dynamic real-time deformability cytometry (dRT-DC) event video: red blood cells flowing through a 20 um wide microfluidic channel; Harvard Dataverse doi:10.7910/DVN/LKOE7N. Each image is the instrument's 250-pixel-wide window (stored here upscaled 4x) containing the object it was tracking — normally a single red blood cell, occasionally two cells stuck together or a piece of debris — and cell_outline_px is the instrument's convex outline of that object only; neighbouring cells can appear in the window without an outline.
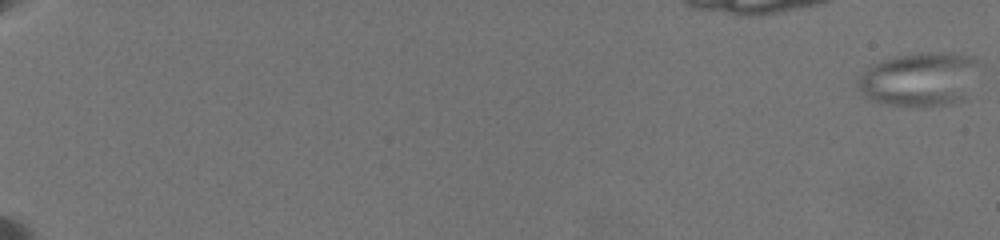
{"species": "common noctule bat (a hibernating species)", "species_latin": "Nyctalus noctula", "temperature_condition": "warm", "stored_images_in_passage": 61, "camera_frame_rate_fps": 3000, "um_per_image_px": 0.085, "animal": {"sex": "female", "body_mass_g": 19.5, "forearm_length_mm": 54.1}, "frame": {"image": 1, "passage_image": 1, "time_ms": 0.0, "image_size_px": [1000, 240], "cell_outline_px": [[976, 60], [968, 100], [952, 104], [892, 104], [872, 100], [864, 96], [856, 84], [860, 76], [868, 68], [884, 60], [896, 56], [964, 56]], "centroid_in_image_um": [78.11, 6.81], "position_along_channel_um": 6.9, "area_um2": 35.66}}
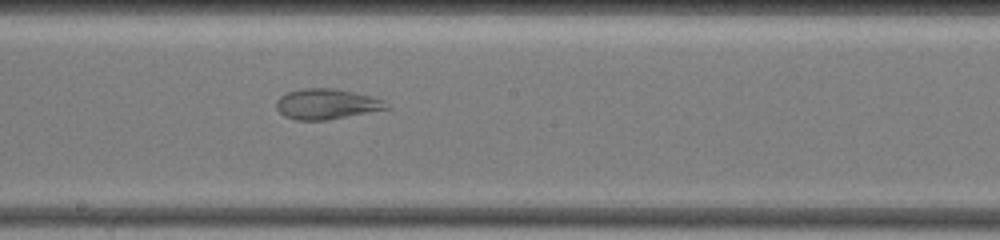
{"frame": {"image": 2, "passage_image": 40, "time_ms": 13.333, "image_size_px": [1000, 240], "cell_outline_px": [[392, 108], [328, 120], [296, 120], [284, 116], [276, 108], [276, 100], [280, 96], [288, 92], [304, 88], [336, 88], [372, 96], [384, 100]], "centroid_in_image_um": [27.78, 8.84], "position_along_channel_um": 220.4, "area_um2": 19.71}}
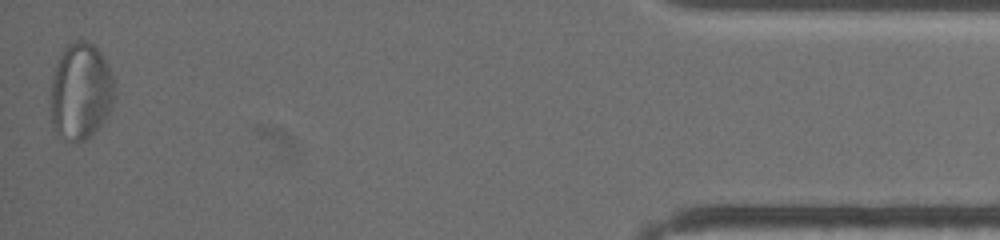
{"frame": {"image": 3, "passage_image": 61, "time_ms": 21.333, "image_size_px": [1000, 240], "cell_outline_px": [[116, 96], [112, 108], [104, 120], [92, 136], [76, 144], [60, 136], [56, 132], [52, 120], [52, 76], [56, 64], [60, 56], [68, 44], [76, 40], [84, 40], [92, 44], [100, 52], [112, 76]], "centroid_in_image_um": [6.88, 7.8], "position_along_channel_um": 428.3, "area_um2": 35.89}}